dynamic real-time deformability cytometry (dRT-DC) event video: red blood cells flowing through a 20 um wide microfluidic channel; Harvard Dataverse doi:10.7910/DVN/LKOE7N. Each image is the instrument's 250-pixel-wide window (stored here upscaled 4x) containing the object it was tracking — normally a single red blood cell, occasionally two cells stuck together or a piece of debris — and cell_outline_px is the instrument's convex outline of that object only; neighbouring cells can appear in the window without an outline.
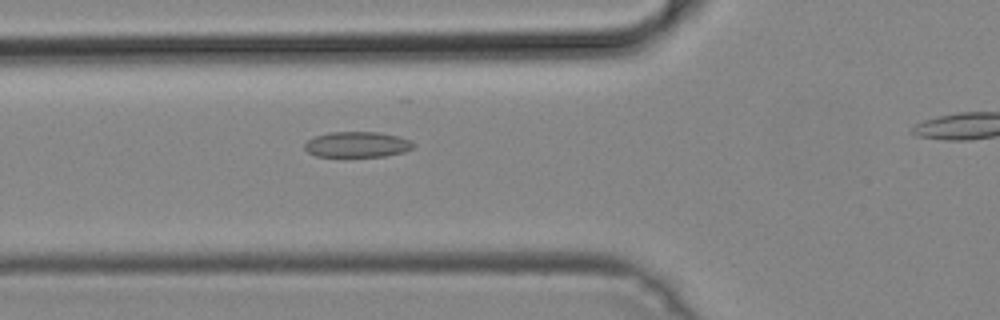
{"species": "common noctule bat (a hibernating species)", "species_latin": "Nyctalus noctula", "temperature_condition": "cold", "stored_images_in_passage": 39, "segment_of_instrument_passage": [1, 2], "camera_frame_rate_fps": 3000, "um_per_image_px": 0.085, "animal": {"sex": "male", "body_mass_g": 19.2, "forearm_length_mm": 51.8}, "frame": {"image": 1, "passage_image": 16, "time_ms": 5.0, "image_size_px": [1000, 320], "cell_outline_px": [[416, 144], [412, 148], [404, 152], [384, 156], [316, 156], [308, 152], [304, 148], [304, 144], [308, 140], [316, 136], [328, 132], [380, 132], [412, 140]], "centroid_in_image_um": [30.38, 12.27], "position_along_channel_um": 95.4, "area_um2": 16.18}}
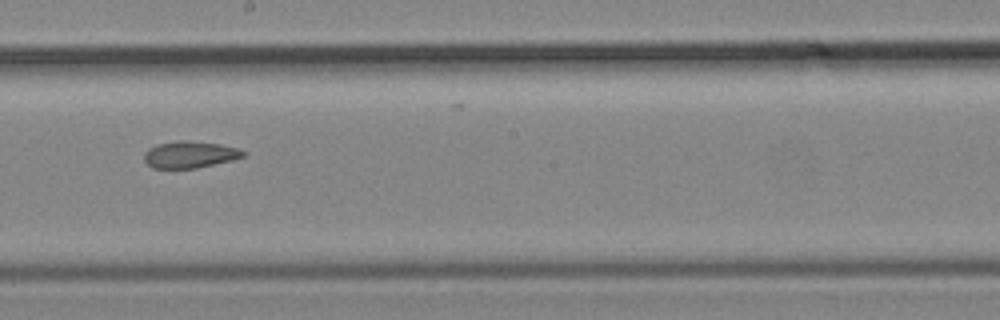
{"frame": {"image": 2, "passage_image": 26, "time_ms": 8.333, "image_size_px": [1000, 320], "cell_outline_px": [[248, 152], [244, 156], [232, 160], [196, 168], [152, 168], [144, 160], [144, 152], [148, 148], [156, 144], [180, 140], [184, 140], [220, 144], [236, 148]], "centroid_in_image_um": [16.12, 13.13], "position_along_channel_um": 232.1, "area_um2": 15.43}}
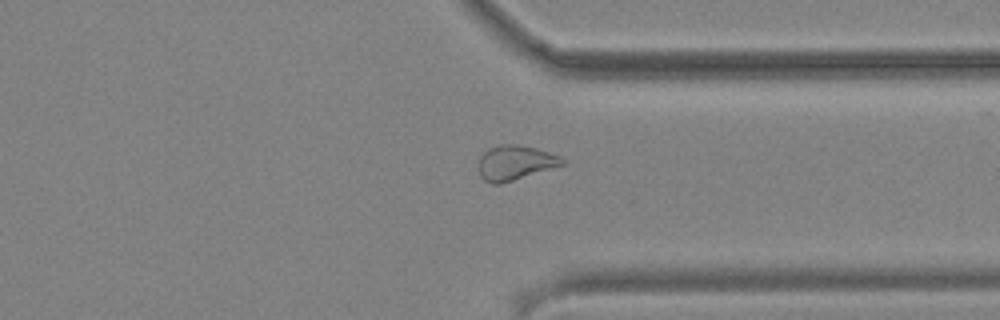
{"frame": {"image": 3, "passage_image": 36, "time_ms": 11.667, "image_size_px": [1000, 320], "cell_outline_px": [[568, 164], [500, 184], [492, 184], [484, 180], [480, 176], [480, 156], [488, 148], [500, 144], [516, 144], [536, 148], [560, 156], [568, 160]], "centroid_in_image_um": [43.85, 13.83], "position_along_channel_um": 367.6, "area_um2": 17.11}}